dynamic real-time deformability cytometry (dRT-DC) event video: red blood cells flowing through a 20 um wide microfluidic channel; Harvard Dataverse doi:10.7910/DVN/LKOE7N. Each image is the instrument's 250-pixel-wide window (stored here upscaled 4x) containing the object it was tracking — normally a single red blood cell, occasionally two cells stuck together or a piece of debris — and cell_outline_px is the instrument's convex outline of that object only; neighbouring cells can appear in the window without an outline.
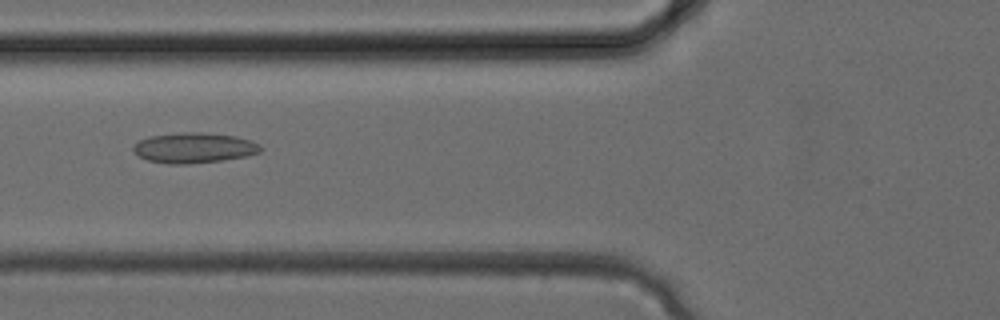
{"species": "common noctule bat (a hibernating species)", "species_latin": "Nyctalus noctula", "temperature_condition": "cold", "stored_images_in_passage": 25, "camera_frame_rate_fps": 3000, "um_per_image_px": 0.085, "animal": {"sex": "female", "body_mass_g": 24.6, "forearm_length_mm": 56.2}, "frame": {"image": 1, "passage_image": 7, "time_ms": 2.0, "image_size_px": [1000, 320], "cell_outline_px": [[264, 148], [260, 152], [248, 156], [220, 160], [188, 164], [168, 164], [148, 160], [140, 156], [132, 148], [140, 140], [148, 136], [184, 132], [200, 132], [236, 136], [252, 140], [260, 144]], "centroid_in_image_um": [16.55, 12.56], "position_along_channel_um": 109.3, "area_um2": 22.48}}
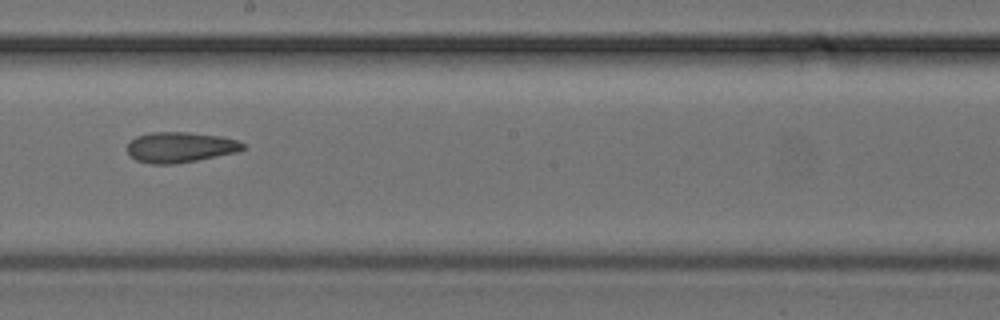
{"frame": {"image": 2, "passage_image": 13, "time_ms": 4.0, "image_size_px": [1000, 320], "cell_outline_px": [[244, 148], [236, 152], [176, 164], [152, 164], [136, 160], [128, 152], [128, 144], [136, 136], [152, 132], [188, 132], [220, 136], [236, 140], [244, 144]], "centroid_in_image_um": [15.3, 12.51], "position_along_channel_um": 232.9, "area_um2": 20.29}}
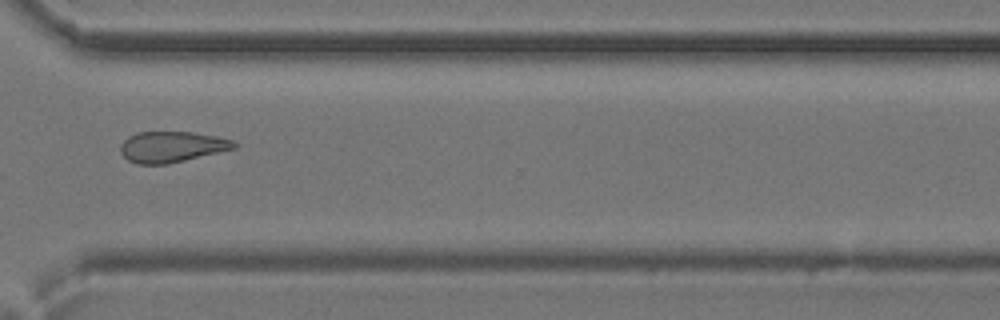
{"frame": {"image": 3, "passage_image": 19, "time_ms": 6.0, "image_size_px": [1000, 320], "cell_outline_px": [[236, 148], [168, 164], [136, 164], [128, 160], [120, 152], [120, 144], [128, 136], [136, 132], [192, 132], [216, 136], [232, 140], [236, 144]], "centroid_in_image_um": [14.56, 12.48], "position_along_channel_um": 356.0, "area_um2": 20.4}}